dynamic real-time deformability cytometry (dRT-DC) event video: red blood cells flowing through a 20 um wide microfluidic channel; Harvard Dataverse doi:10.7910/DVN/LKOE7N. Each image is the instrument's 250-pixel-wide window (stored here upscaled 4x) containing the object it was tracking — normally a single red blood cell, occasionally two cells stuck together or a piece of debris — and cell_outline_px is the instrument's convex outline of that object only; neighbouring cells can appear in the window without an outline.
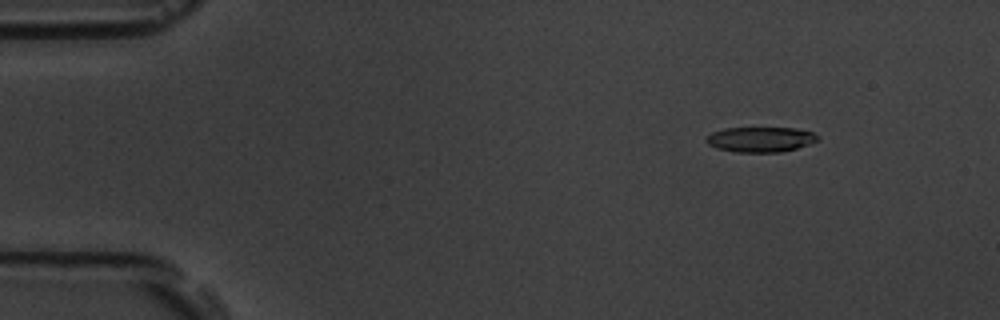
{"species": "common noctule bat (a hibernating species)", "species_latin": "Nyctalus noctula", "temperature_condition": "room temperature", "stored_images_in_passage": 52, "camera_frame_rate_fps": 3000, "um_per_image_px": 0.085, "animal": {"sex": "male", "body_mass_g": 19.5, "forearm_length_mm": 54.6}, "frame": {"image": 1, "passage_image": 2, "time_ms": 0.333, "image_size_px": [1000, 320], "cell_outline_px": [[820, 140], [796, 148], [780, 152], [736, 152], [716, 148], [708, 144], [704, 140], [712, 132], [724, 128], [796, 128], [812, 132], [820, 136]], "centroid_in_image_um": [64.64, 11.85], "position_along_channel_um": 20.4, "area_um2": 16.36}}
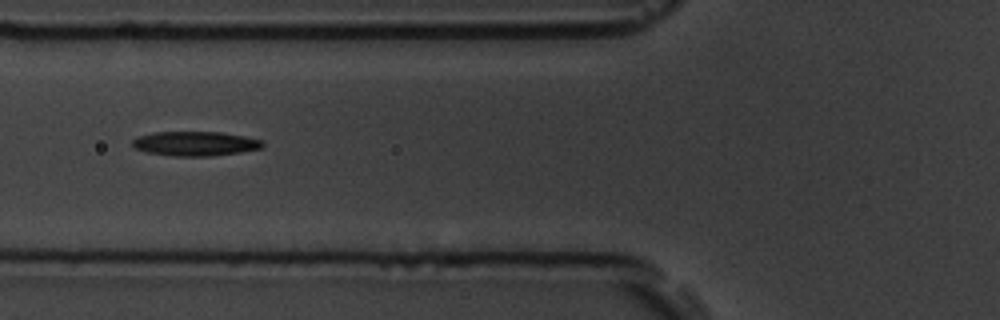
{"frame": {"image": 2, "passage_image": 17, "time_ms": 5.333, "image_size_px": [1000, 320], "cell_outline_px": [[264, 148], [240, 152], [212, 156], [176, 156], [144, 152], [136, 148], [132, 144], [132, 140], [140, 136], [152, 132], [220, 132], [244, 136], [264, 140]], "centroid_in_image_um": [16.63, 12.21], "position_along_channel_um": 109.2, "area_um2": 18.61}}
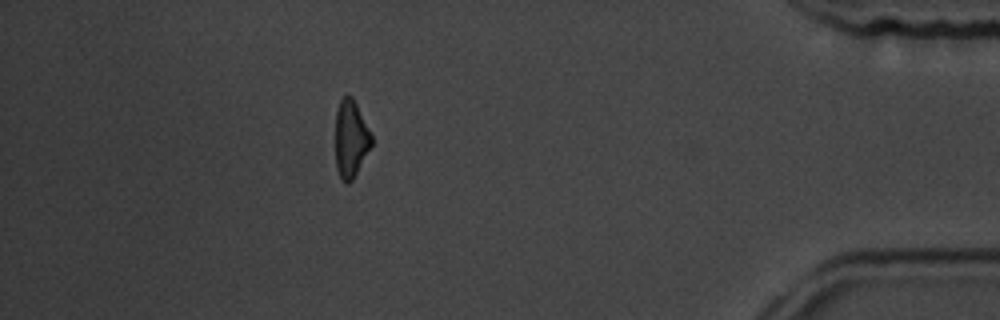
{"frame": {"image": 3, "passage_image": 46, "time_ms": 15.0, "image_size_px": [1000, 320], "cell_outline_px": [[372, 144], [352, 180], [348, 184], [344, 184], [340, 180], [336, 168], [336, 112], [340, 100], [344, 96], [352, 96], [372, 136]], "centroid_in_image_um": [29.8, 11.84], "position_along_channel_um": 405.4, "area_um2": 16.07}, "authors_computed_cell_mechanics": {"area_um2": 17.7735, "velocity_mm_per_s": 3.5638, "shape_relaxation_time_tau1_ms": 3.7284, "shape_relaxation_time_tau2_ms": 9.58, "deformation_change_tau1": 0.1139, "deformation_change_tau2": 0.2354}}